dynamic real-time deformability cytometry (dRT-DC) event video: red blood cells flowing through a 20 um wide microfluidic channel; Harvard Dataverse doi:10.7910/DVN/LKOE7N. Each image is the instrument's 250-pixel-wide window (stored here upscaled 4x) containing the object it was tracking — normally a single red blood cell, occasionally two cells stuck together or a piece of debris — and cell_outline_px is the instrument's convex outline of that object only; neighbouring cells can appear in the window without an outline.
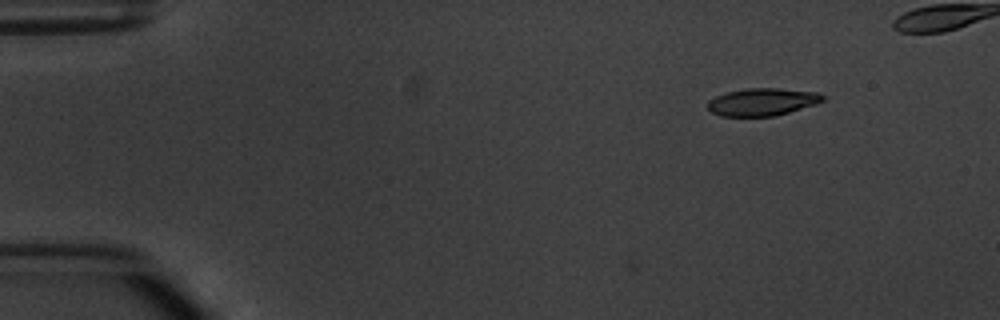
{"species": "common noctule bat (a hibernating species)", "species_latin": "Nyctalus noctula", "temperature_condition": "warm", "stored_images_in_passage": 3, "camera_frame_rate_fps": 3000, "um_per_image_px": 0.085, "animal": {"sex": "male", "body_mass_g": 20.1, "forearm_length_mm": 53.5}, "frame": {"image": 1, "passage_image": 3, "time_ms": 2.333, "image_size_px": [1000, 320], "cell_outline_px": [[824, 100], [816, 104], [788, 112], [772, 116], [720, 116], [712, 112], [708, 108], [708, 100], [716, 96], [728, 92], [744, 88], [776, 88], [816, 92], [824, 96]], "centroid_in_image_um": [64.78, 8.66], "position_along_channel_um": 20.2, "area_um2": 18.26}}